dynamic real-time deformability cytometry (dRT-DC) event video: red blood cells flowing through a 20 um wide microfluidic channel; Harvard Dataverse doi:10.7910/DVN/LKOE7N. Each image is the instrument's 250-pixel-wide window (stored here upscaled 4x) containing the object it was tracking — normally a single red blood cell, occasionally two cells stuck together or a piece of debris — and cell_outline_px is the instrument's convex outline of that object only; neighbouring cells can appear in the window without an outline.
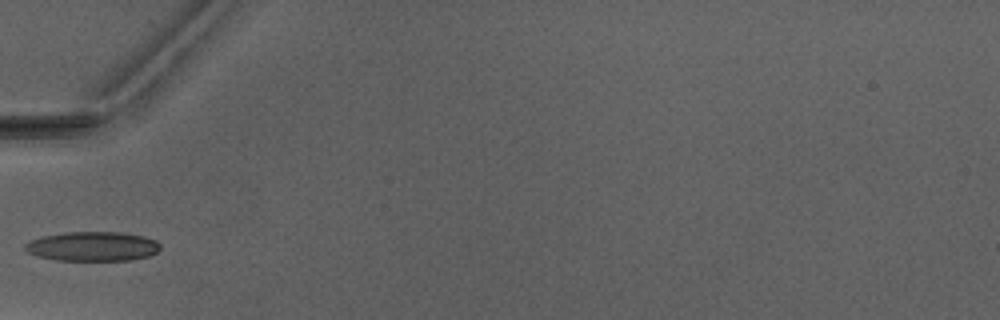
{"species": "Egyptian fruit bat (a non-hibernating species)", "species_latin": "Rousettus aegyptiacus", "temperature_condition": "warm", "stored_images_in_passage": 4, "camera_frame_rate_fps": 3000, "um_per_image_px": 0.085, "animal": {"sex": "male"}, "frame": {"image": 1, "passage_image": 3, "time_ms": 2.667, "image_size_px": [1000, 320], "cell_outline_px": [[160, 248], [156, 252], [148, 256], [132, 260], [56, 260], [36, 256], [28, 252], [24, 248], [24, 244], [32, 240], [44, 236], [64, 232], [120, 232], [144, 236], [156, 240], [160, 244]], "centroid_in_image_um": [7.88, 20.94], "position_along_channel_um": 77.1, "area_um2": 23.18}}
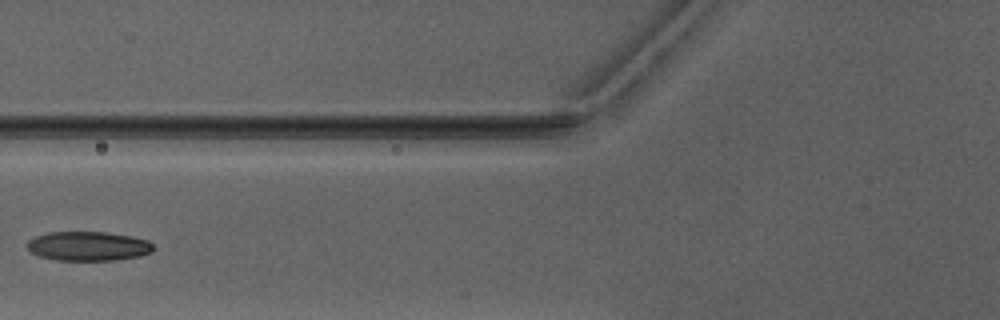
{"frame": {"image": 2, "passage_image": 4, "time_ms": 3.667, "image_size_px": [1000, 320], "cell_outline_px": [[152, 252], [140, 256], [116, 260], [56, 260], [40, 256], [32, 252], [24, 244], [28, 240], [36, 236], [48, 232], [104, 232], [132, 236], [148, 240], [152, 244]], "centroid_in_image_um": [7.49, 20.92], "position_along_channel_um": 118.3, "area_um2": 21.56}}